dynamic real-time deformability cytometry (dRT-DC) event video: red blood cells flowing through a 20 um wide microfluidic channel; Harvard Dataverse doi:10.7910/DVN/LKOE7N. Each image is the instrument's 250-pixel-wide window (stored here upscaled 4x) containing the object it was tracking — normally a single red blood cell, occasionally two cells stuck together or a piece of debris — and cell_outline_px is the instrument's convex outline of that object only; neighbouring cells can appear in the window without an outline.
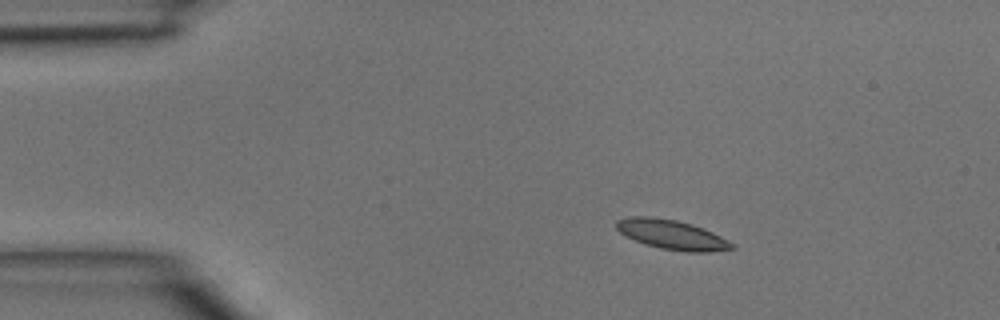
{"species": "common noctule bat (a hibernating species)", "species_latin": "Nyctalus noctula", "temperature_condition": "room temperature", "stored_images_in_passage": 4, "camera_frame_rate_fps": 3000, "um_per_image_px": 0.085, "animal": {"sex": "male", "body_mass_g": 15.6}, "frame": {"image": 1, "passage_image": 1, "time_ms": 0.0, "image_size_px": [1000, 320], "cell_outline_px": [[736, 248], [708, 252], [688, 252], [660, 248], [644, 244], [620, 232], [616, 228], [616, 220], [628, 216], [652, 216], [676, 220], [692, 224], [712, 232], [736, 244]], "centroid_in_image_um": [57.12, 19.94], "position_along_channel_um": 27.9, "area_um2": 19.88}}
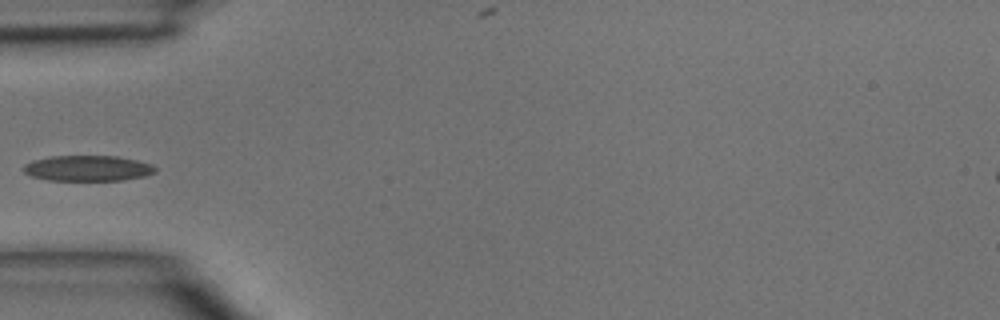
{"frame": {"image": 2, "passage_image": 3, "time_ms": 0.667, "image_size_px": [1000, 320], "cell_outline_px": [[156, 172], [144, 176], [124, 180], [48, 180], [32, 176], [24, 172], [20, 168], [24, 164], [32, 160], [48, 156], [116, 156], [136, 160], [152, 164], [156, 168]], "centroid_in_image_um": [7.42, 14.3], "position_along_channel_um": 77.6, "area_um2": 19.77}}